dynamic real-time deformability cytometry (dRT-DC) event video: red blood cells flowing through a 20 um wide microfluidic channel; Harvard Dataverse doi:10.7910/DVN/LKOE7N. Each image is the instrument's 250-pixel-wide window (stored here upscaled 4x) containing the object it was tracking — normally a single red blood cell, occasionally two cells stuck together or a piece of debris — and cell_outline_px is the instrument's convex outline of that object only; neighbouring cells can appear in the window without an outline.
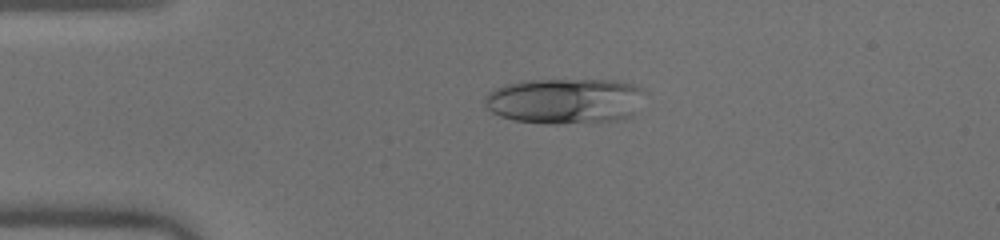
{"species": "human", "species_latin": "Homo sapiens", "temperature_condition": "warm", "stored_images_in_passage": 49, "camera_frame_rate_fps": 3000, "um_per_image_px": 0.085, "donor": {"sex": "male"}, "frame": {"image": 1, "passage_image": 11, "time_ms": 3.333, "image_size_px": [1000, 240], "cell_outline_px": [[648, 92], [632, 116], [620, 120], [556, 124], [544, 124], [516, 120], [500, 116], [492, 112], [484, 104], [484, 96], [488, 92], [504, 84], [528, 80], [616, 80], [632, 84], [644, 88]], "centroid_in_image_um": [48.06, 8.57], "position_along_channel_um": 36.9, "area_um2": 43.06}}
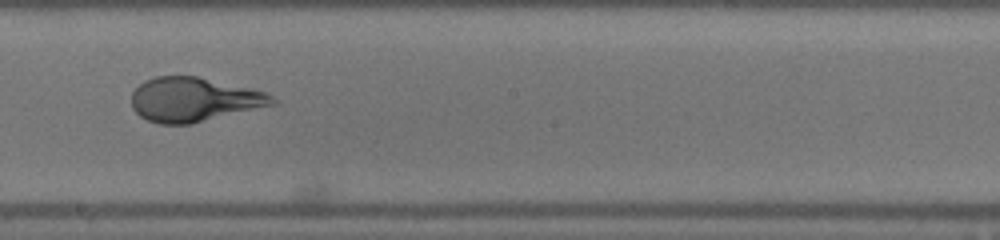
{"frame": {"image": 2, "passage_image": 28, "time_ms": 9.0, "image_size_px": [1000, 240], "cell_outline_px": [[276, 104], [192, 124], [160, 124], [148, 120], [140, 116], [132, 108], [132, 92], [144, 80], [156, 76], [196, 76], [252, 88], [268, 92], [276, 100]], "centroid_in_image_um": [16.49, 8.46], "position_along_channel_um": 231.7, "area_um2": 36.41}}
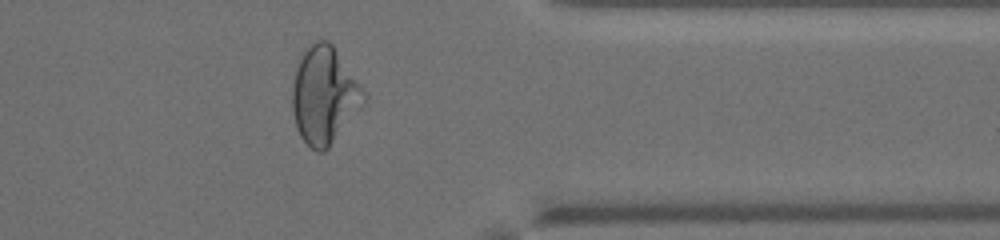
{"frame": {"image": 3, "passage_image": 40, "time_ms": 13.0, "image_size_px": [1000, 240], "cell_outline_px": [[368, 96], [328, 148], [324, 152], [316, 152], [300, 136], [296, 124], [292, 108], [292, 88], [296, 68], [300, 56], [304, 48], [316, 40], [328, 40], [332, 44], [368, 92]], "centroid_in_image_um": [27.56, 8.05], "position_along_channel_um": 383.8, "area_um2": 40.4}, "authors_computed_cell_mechanics": {"area_um2": 40.4022, "velocity_mm_per_s": 4.0731, "shape_relaxation_time_tau1_ms": 6.4195, "shape_relaxation_time_tau2_ms": null, "deformation_change_tau1": 0.2809, "deformation_change_tau2": null}}